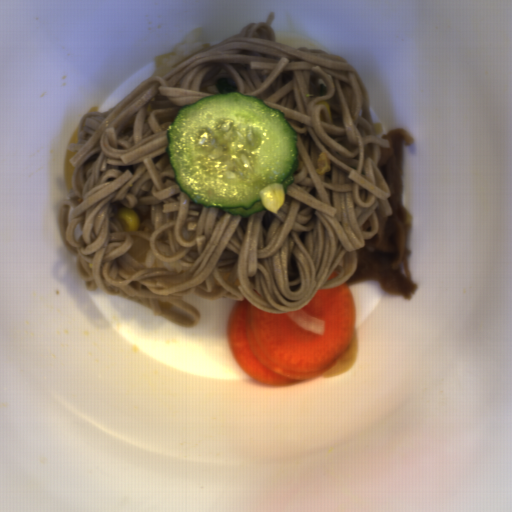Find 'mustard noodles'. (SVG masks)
I'll return each instance as SVG.
<instances>
[{"mask_svg": "<svg viewBox=\"0 0 512 512\" xmlns=\"http://www.w3.org/2000/svg\"><path fill=\"white\" fill-rule=\"evenodd\" d=\"M275 18L270 11L150 75L108 111L82 115L84 145L68 160L75 195L57 214L85 291L191 329L201 316L187 295L290 314L347 284L358 250L382 237L394 211L378 164L391 141L377 137L369 90L342 56L276 43ZM230 91L263 99L298 132L299 167L277 215L205 208L175 181L168 126L182 106ZM120 207L138 213V231H124Z\"/></svg>", "mask_w": 512, "mask_h": 512, "instance_id": "mustard-noodles-1", "label": "mustard noodles"}]
</instances>
